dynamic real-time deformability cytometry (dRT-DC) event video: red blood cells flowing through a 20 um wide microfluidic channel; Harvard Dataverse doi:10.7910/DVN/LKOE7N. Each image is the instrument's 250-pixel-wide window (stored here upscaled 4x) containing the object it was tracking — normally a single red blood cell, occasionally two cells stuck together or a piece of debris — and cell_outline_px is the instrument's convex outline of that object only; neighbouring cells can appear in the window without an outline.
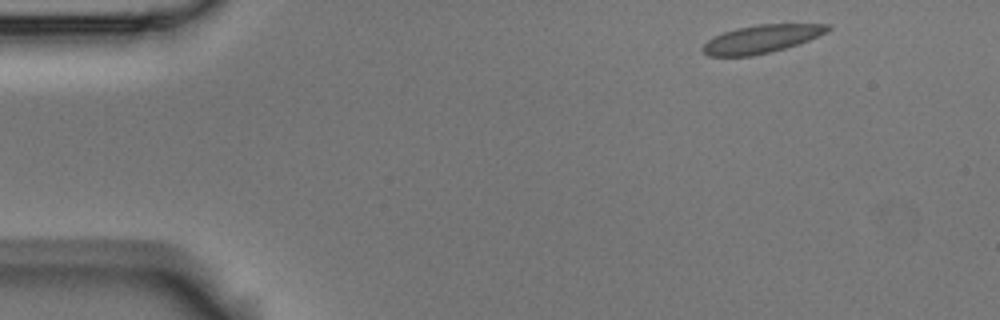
{"species": "Egyptian fruit bat (a non-hibernating species)", "species_latin": "Rousettus aegyptiacus", "temperature_condition": "room temperature", "stored_images_in_passage": 9, "camera_frame_rate_fps": 3000, "um_per_image_px": 0.085, "animal": {"sex": "male"}, "frame": {"image": 1, "passage_image": 1, "time_ms": 0.0, "image_size_px": [1000, 320], "cell_outline_px": [[832, 28], [808, 40], [784, 48], [752, 56], [708, 56], [700, 48], [708, 40], [724, 32], [736, 28], [760, 24], [828, 24]], "centroid_in_image_um": [64.68, 3.31], "position_along_channel_um": 20.3, "area_um2": 20.0}}
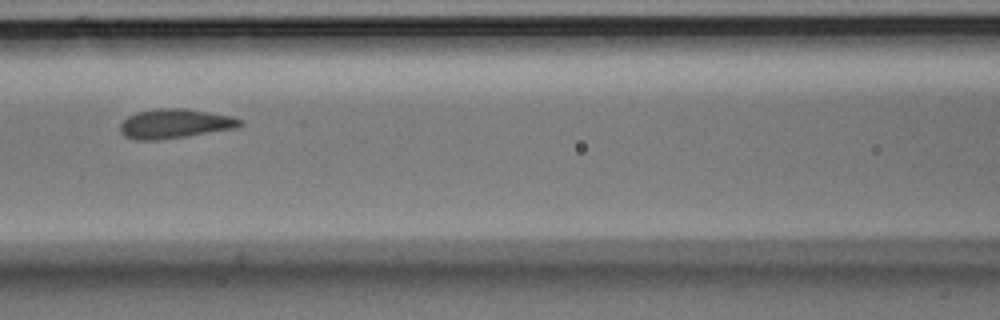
{"frame": {"image": 2, "passage_image": 6, "time_ms": 1.667, "image_size_px": [1000, 320], "cell_outline_px": [[244, 124], [236, 128], [184, 136], [156, 140], [136, 140], [124, 136], [120, 132], [120, 124], [128, 116], [136, 112], [160, 108], [184, 108], [232, 116], [244, 120]], "centroid_in_image_um": [14.86, 10.5], "position_along_channel_um": 151.7, "area_um2": 20.46}}
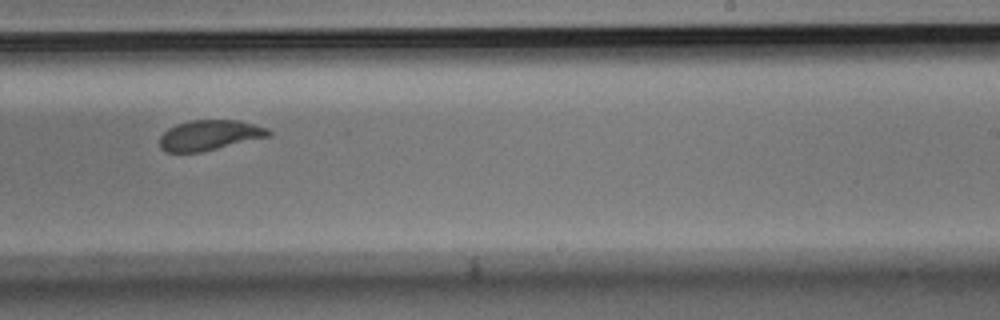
{"frame": {"image": 3, "passage_image": 9, "time_ms": 2.667, "image_size_px": [1000, 320], "cell_outline_px": [[272, 136], [200, 152], [168, 152], [160, 148], [160, 136], [168, 128], [176, 124], [192, 120], [240, 120], [268, 128], [272, 132]], "centroid_in_image_um": [17.84, 11.48], "position_along_channel_um": 271.2, "area_um2": 19.25}}